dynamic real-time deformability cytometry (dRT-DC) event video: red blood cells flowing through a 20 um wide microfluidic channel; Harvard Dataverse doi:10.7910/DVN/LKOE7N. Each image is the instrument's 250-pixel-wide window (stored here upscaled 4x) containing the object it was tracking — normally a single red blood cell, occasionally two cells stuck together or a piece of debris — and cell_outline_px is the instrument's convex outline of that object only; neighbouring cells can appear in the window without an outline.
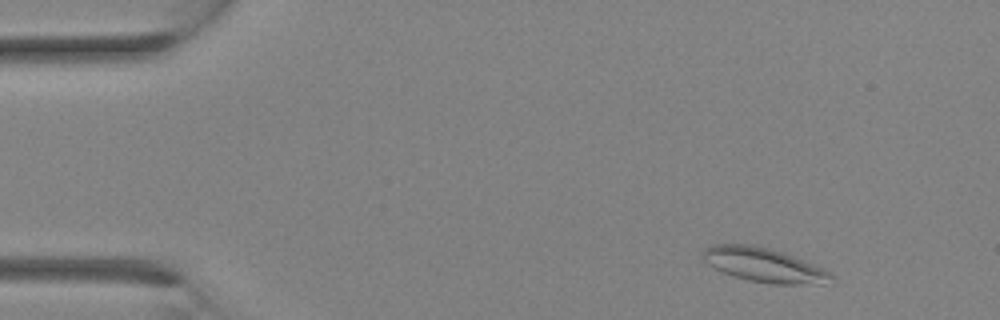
{"species": "Egyptian fruit bat (a non-hibernating species)", "species_latin": "Rousettus aegyptiacus", "temperature_condition": "room temperature", "stored_images_in_passage": 12, "camera_frame_rate_fps": 3000, "um_per_image_px": 0.085, "animal": {"sex": "female"}, "frame": {"image": 1, "passage_image": 3, "time_ms": 0.667, "image_size_px": [1000, 320], "cell_outline_px": [[832, 276], [820, 284], [772, 284], [748, 280], [724, 272], [708, 264], [700, 256], [704, 248], [712, 244], [752, 244], [784, 252], [824, 268]], "centroid_in_image_um": [64.87, 22.5], "position_along_channel_um": 20.1, "area_um2": 25.32}}
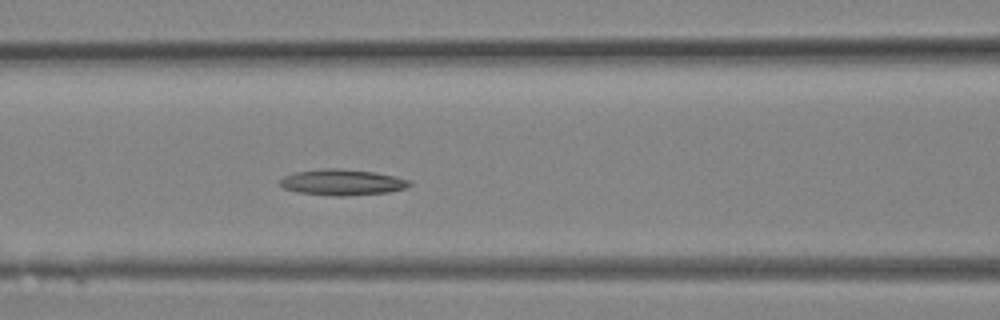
{"frame": {"image": 2, "passage_image": 12, "time_ms": 3.667, "image_size_px": [1000, 320], "cell_outline_px": [[412, 184], [408, 188], [388, 192], [344, 196], [336, 196], [296, 192], [284, 188], [280, 184], [280, 180], [284, 176], [296, 172], [320, 168], [340, 168], [376, 172], [412, 180]], "centroid_in_image_um": [29.13, 15.49], "position_along_channel_um": 137.5, "area_um2": 19.77}}